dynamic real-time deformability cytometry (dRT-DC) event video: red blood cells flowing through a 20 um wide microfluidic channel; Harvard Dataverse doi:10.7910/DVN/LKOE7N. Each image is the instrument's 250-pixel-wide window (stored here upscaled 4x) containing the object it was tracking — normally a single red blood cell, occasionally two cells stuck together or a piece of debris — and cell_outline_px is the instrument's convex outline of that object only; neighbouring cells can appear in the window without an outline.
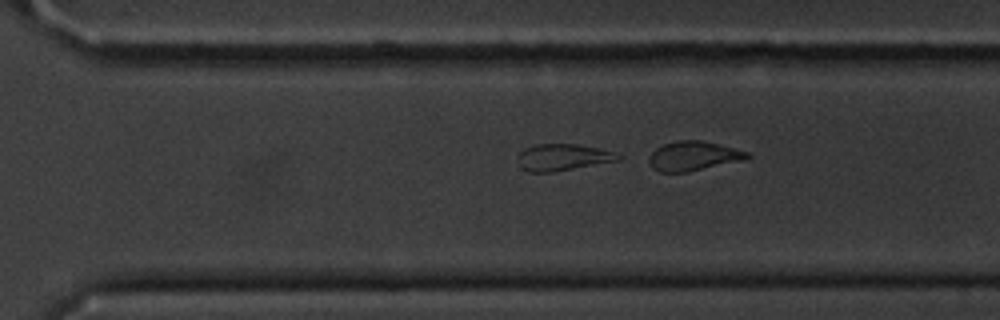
{"species": "common noctule bat (a hibernating species)", "species_latin": "Nyctalus noctula", "temperature_condition": "cold", "stored_images_in_passage": 49, "camera_frame_rate_fps": 3000, "um_per_image_px": 0.085, "animal": {"sex": "male", "body_mass_g": 20.1, "forearm_length_mm": 53.5}, "frame": {"image": 1, "passage_image": 32, "time_ms": 10.333, "image_size_px": [1000, 320], "cell_outline_px": [[620, 160], [552, 172], [528, 172], [520, 164], [516, 156], [524, 148], [532, 144], [576, 144], [600, 148], [612, 152], [620, 156]], "centroid_in_image_um": [47.8, 13.36], "position_along_channel_um": 322.8, "area_um2": 15.49}}
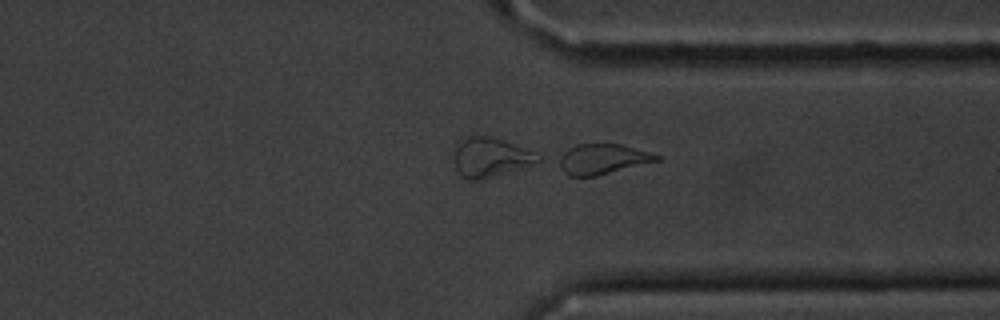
{"frame": {"image": 2, "passage_image": 36, "time_ms": 11.667, "image_size_px": [1000, 320], "cell_outline_px": [[660, 160], [596, 176], [568, 176], [552, 160], [556, 156], [568, 148], [576, 144], [620, 144], [648, 152], [660, 156]], "centroid_in_image_um": [51.08, 13.52], "position_along_channel_um": 360.3, "area_um2": 17.46}, "authors_computed_cell_mechanics": {"area_um2": 26.4146, "velocity_mm_per_s": 3.6176, "shape_relaxation_time_tau1_ms": 0.6812, "shape_relaxation_time_tau2_ms": 3.0487, "deformation_change_tau1": 0.2563, "deformation_change_tau2": 0.1105}}